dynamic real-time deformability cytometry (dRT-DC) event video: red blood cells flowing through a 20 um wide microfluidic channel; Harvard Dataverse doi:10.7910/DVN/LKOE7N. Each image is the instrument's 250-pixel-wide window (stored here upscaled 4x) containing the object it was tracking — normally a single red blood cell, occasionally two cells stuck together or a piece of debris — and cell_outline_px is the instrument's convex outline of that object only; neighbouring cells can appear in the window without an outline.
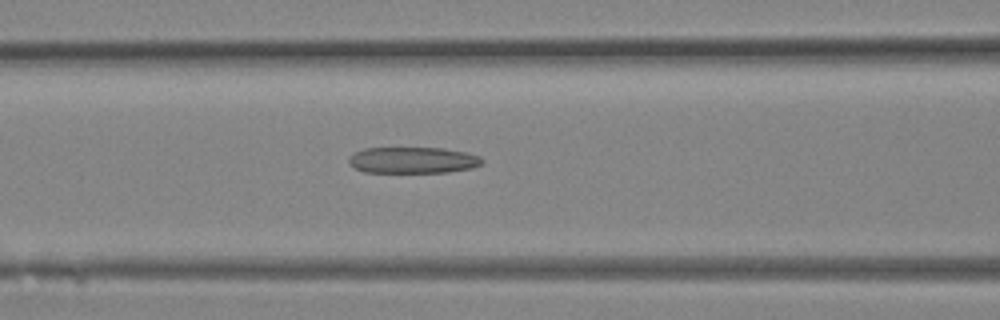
{"species": "Egyptian fruit bat (a non-hibernating species)", "species_latin": "Rousettus aegyptiacus", "temperature_condition": "room temperature", "stored_images_in_passage": 31, "camera_frame_rate_fps": 3000, "um_per_image_px": 0.085, "animal": {"sex": "female"}, "frame": {"image": 1, "passage_image": 13, "time_ms": 4.0, "image_size_px": [1000, 320], "cell_outline_px": [[484, 164], [472, 168], [448, 172], [364, 172], [348, 164], [348, 160], [356, 152], [364, 148], [444, 148], [464, 152], [480, 156], [484, 160]], "centroid_in_image_um": [35.13, 13.61], "position_along_channel_um": 131.5, "area_um2": 20.4}}
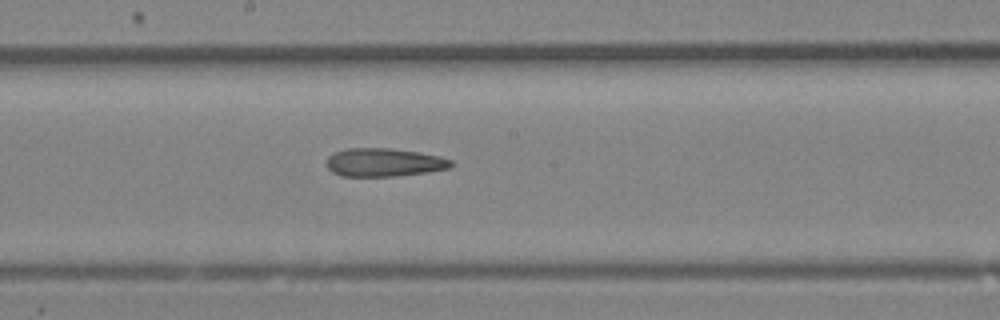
{"frame": {"image": 2, "passage_image": 17, "time_ms": 5.333, "image_size_px": [1000, 320], "cell_outline_px": [[452, 164], [448, 168], [428, 172], [396, 176], [340, 176], [332, 172], [324, 164], [328, 156], [344, 148], [388, 148], [420, 152], [440, 156], [452, 160]], "centroid_in_image_um": [32.6, 13.8], "position_along_channel_um": 215.6, "area_um2": 20.69}}
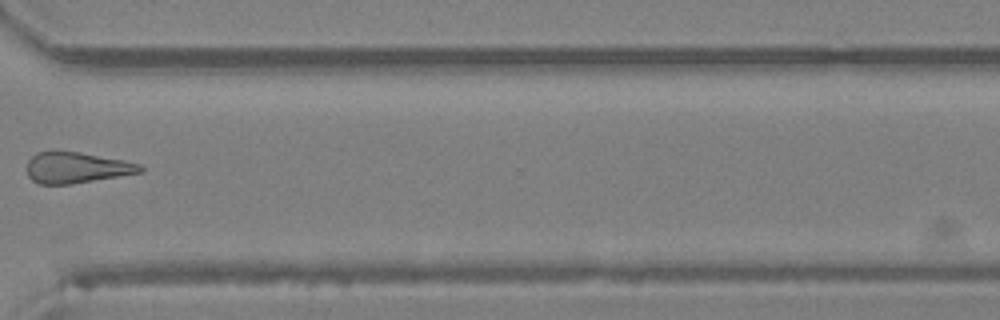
{"frame": {"image": 3, "passage_image": 24, "time_ms": 7.667, "image_size_px": [1000, 320], "cell_outline_px": [[144, 168], [140, 172], [68, 184], [40, 184], [32, 180], [28, 176], [28, 160], [36, 152], [52, 148], [80, 152], [124, 160], [140, 164]], "centroid_in_image_um": [6.43, 14.2], "position_along_channel_um": 364.2, "area_um2": 20.58}}